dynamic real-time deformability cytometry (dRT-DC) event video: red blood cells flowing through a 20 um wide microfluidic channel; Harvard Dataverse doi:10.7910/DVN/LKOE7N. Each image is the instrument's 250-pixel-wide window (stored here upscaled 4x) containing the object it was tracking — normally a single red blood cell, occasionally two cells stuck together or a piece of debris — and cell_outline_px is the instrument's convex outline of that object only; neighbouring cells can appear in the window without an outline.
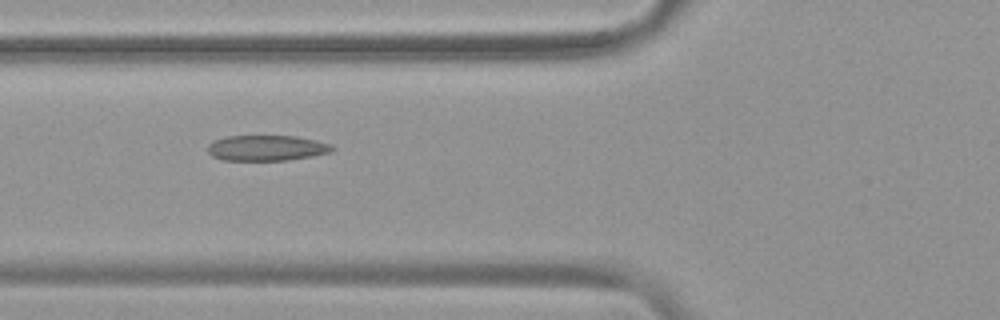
{"species": "common noctule bat (a hibernating species)", "species_latin": "Nyctalus noctula", "temperature_condition": "warm", "stored_images_in_passage": 39, "camera_frame_rate_fps": 3000, "um_per_image_px": 0.085, "animal": {"sex": "female", "body_mass_g": 19.9}, "frame": {"image": 1, "passage_image": 6, "time_ms": 1.667, "image_size_px": [1000, 320], "cell_outline_px": [[336, 148], [332, 152], [312, 156], [288, 160], [224, 160], [212, 156], [208, 152], [208, 144], [212, 140], [228, 136], [296, 136], [316, 140], [332, 144]], "centroid_in_image_um": [22.69, 12.57], "position_along_channel_um": 103.1, "area_um2": 18.67}}
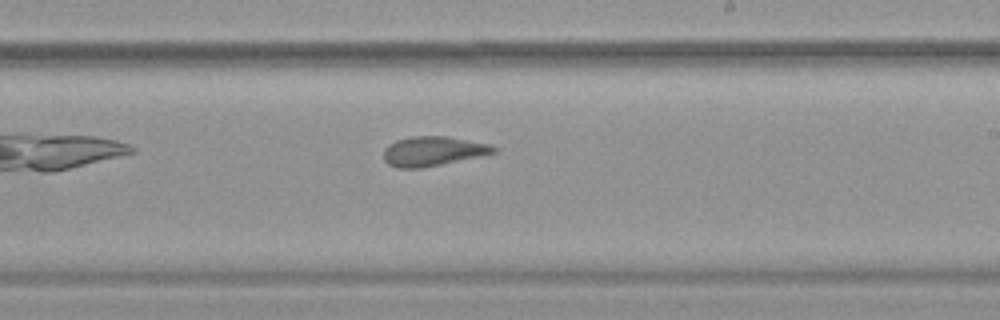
{"frame": {"image": 2, "passage_image": 18, "time_ms": 5.667, "image_size_px": [1000, 320], "cell_outline_px": [[496, 152], [440, 164], [420, 168], [396, 168], [388, 164], [384, 160], [384, 148], [388, 144], [396, 140], [412, 136], [444, 136], [488, 144], [496, 148]], "centroid_in_image_um": [36.71, 12.85], "position_along_channel_um": 252.3, "area_um2": 18.55}}
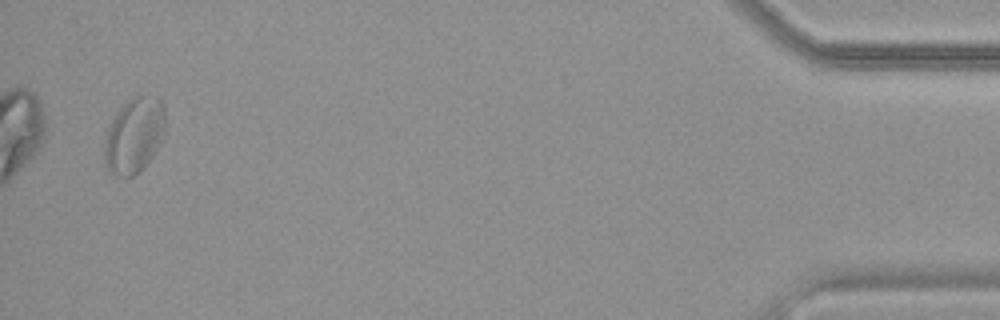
{"frame": {"image": 3, "passage_image": 38, "time_ms": 12.333, "image_size_px": [1000, 320], "cell_outline_px": [[164, 136], [156, 152], [132, 176], [116, 176], [108, 168], [104, 160], [104, 140], [108, 128], [116, 112], [132, 96], [156, 96], [164, 104]], "centroid_in_image_um": [11.41, 11.47], "position_along_channel_um": 423.8, "area_um2": 26.53}, "authors_computed_cell_mechanics": {"area_um2": 19.074, "velocity_mm_per_s": 3.7452, "shape_relaxation_time_tau1_ms": null, "shape_relaxation_time_tau2_ms": 1.4357, "deformation_change_tau1": null, "deformation_change_tau2": 0.0809}}